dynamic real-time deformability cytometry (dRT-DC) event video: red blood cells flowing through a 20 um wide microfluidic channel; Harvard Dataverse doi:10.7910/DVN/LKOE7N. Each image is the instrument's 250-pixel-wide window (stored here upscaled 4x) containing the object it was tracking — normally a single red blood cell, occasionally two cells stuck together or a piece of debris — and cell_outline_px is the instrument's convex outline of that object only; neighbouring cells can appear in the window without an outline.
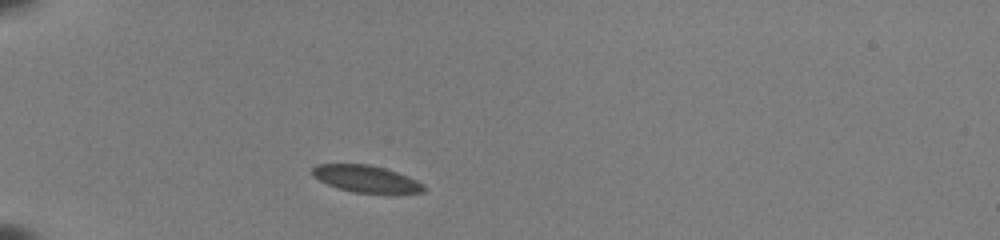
{"species": "common noctule bat (a hibernating species)", "species_latin": "Nyctalus noctula", "temperature_condition": "room temperature", "stored_images_in_passage": 39, "camera_frame_rate_fps": 3000, "um_per_image_px": 0.085, "animal": {"sex": "female", "body_mass_g": 22.0, "forearm_length_mm": 56.7}, "frame": {"image": 1, "passage_image": 1, "time_ms": 0.0, "image_size_px": [1000, 240], "cell_outline_px": [[424, 192], [392, 196], [352, 192], [328, 184], [312, 176], [312, 168], [316, 164], [368, 164], [384, 168], [396, 172], [416, 180], [424, 184]], "centroid_in_image_um": [31.18, 15.25], "position_along_channel_um": 53.8, "area_um2": 18.03}}
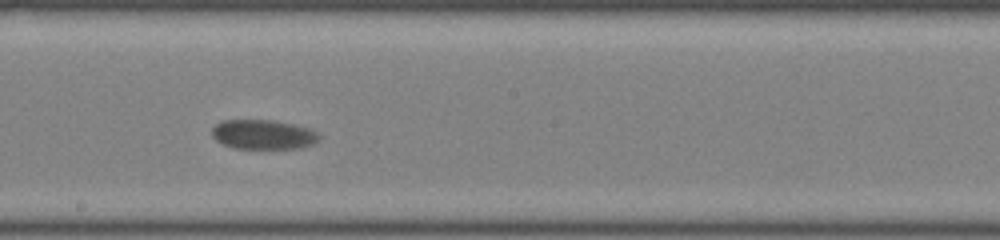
{"frame": {"image": 2, "passage_image": 17, "time_ms": 5.333, "image_size_px": [1000, 240], "cell_outline_px": [[320, 140], [312, 144], [300, 148], [236, 148], [224, 144], [216, 140], [212, 136], [212, 128], [216, 124], [224, 120], [272, 120], [292, 124], [308, 128], [316, 132], [320, 136]], "centroid_in_image_um": [22.38, 11.43], "position_along_channel_um": 225.8, "area_um2": 18.26}}
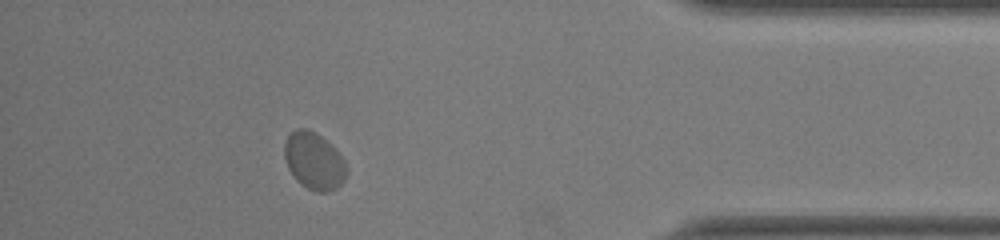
{"frame": {"image": 3, "passage_image": 34, "time_ms": 11.0, "image_size_px": [1000, 240], "cell_outline_px": [[348, 172], [344, 180], [336, 188], [328, 192], [316, 192], [300, 184], [296, 180], [288, 168], [284, 156], [284, 144], [288, 136], [296, 128], [304, 128], [316, 132], [336, 148], [344, 160]], "centroid_in_image_um": [26.7, 13.68], "position_along_channel_um": 408.5, "area_um2": 20.81}, "authors_computed_cell_mechanics": {"area_um2": 19.074, "velocity_mm_per_s": 3.7241, "shape_relaxation_time_tau1_ms": 2.6887, "shape_relaxation_time_tau2_ms": null, "deformation_change_tau1": 0.0387, "deformation_change_tau2": null}}